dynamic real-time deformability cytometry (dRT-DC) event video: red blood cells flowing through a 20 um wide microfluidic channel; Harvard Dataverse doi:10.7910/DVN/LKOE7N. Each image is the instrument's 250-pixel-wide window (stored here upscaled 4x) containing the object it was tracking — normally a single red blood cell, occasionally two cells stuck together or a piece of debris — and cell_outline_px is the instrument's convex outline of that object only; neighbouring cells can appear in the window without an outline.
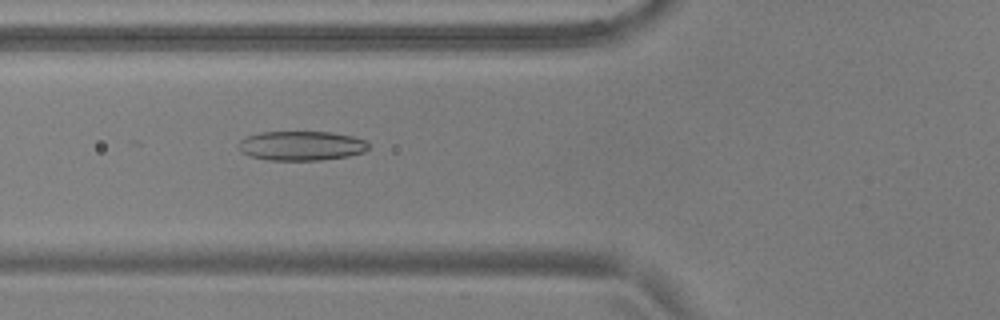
{"species": "common noctule bat (a hibernating species)", "species_latin": "Nyctalus noctula", "temperature_condition": "warm", "stored_images_in_passage": 15, "camera_frame_rate_fps": 3000, "um_per_image_px": 0.085, "animal": {"sex": "male", "body_mass_g": 17.9, "forearm_length_mm": 54.2}, "frame": {"image": 1, "passage_image": 7, "time_ms": 2.0, "image_size_px": [1000, 320], "cell_outline_px": [[368, 148], [364, 152], [348, 156], [320, 160], [268, 160], [248, 156], [240, 152], [240, 140], [248, 136], [260, 132], [332, 132], [352, 136], [364, 140], [368, 144]], "centroid_in_image_um": [25.6, 12.39], "position_along_channel_um": 100.2, "area_um2": 22.25}}
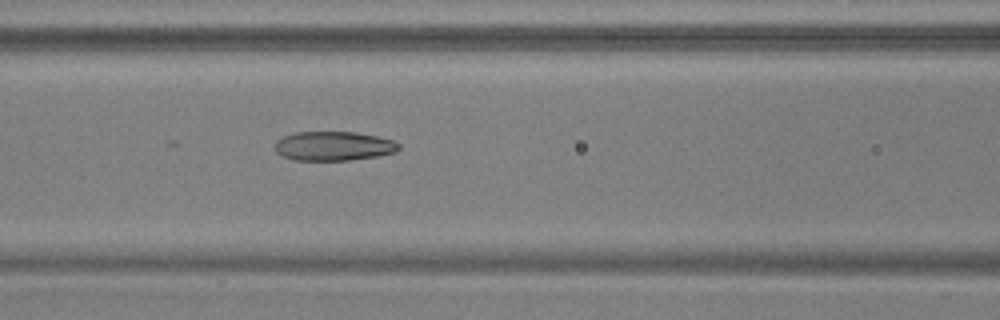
{"frame": {"image": 2, "passage_image": 10, "time_ms": 3.0, "image_size_px": [1000, 320], "cell_outline_px": [[400, 148], [396, 152], [376, 156], [348, 160], [292, 160], [276, 152], [276, 140], [284, 136], [296, 132], [356, 132], [376, 136], [392, 140], [400, 144]], "centroid_in_image_um": [28.36, 12.41], "position_along_channel_um": 138.2, "area_um2": 20.98}}
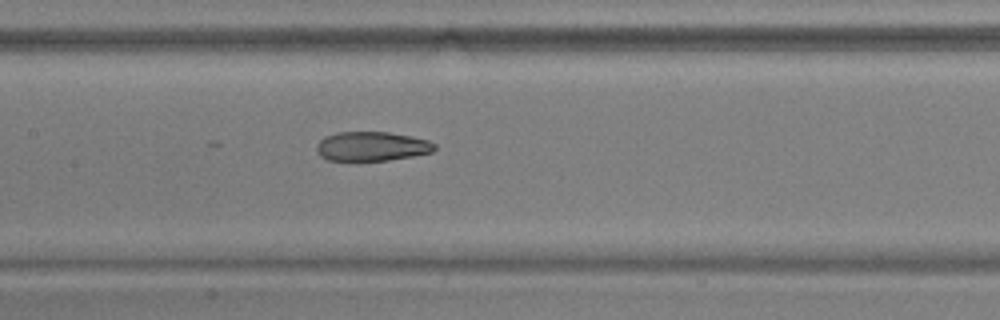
{"frame": {"image": 3, "passage_image": 13, "time_ms": 4.0, "image_size_px": [1000, 320], "cell_outline_px": [[436, 148], [432, 152], [412, 156], [388, 160], [328, 160], [320, 156], [316, 152], [316, 144], [324, 136], [336, 132], [388, 132], [412, 136], [428, 140], [436, 144]], "centroid_in_image_um": [31.58, 12.43], "position_along_channel_um": 175.8, "area_um2": 20.23}}